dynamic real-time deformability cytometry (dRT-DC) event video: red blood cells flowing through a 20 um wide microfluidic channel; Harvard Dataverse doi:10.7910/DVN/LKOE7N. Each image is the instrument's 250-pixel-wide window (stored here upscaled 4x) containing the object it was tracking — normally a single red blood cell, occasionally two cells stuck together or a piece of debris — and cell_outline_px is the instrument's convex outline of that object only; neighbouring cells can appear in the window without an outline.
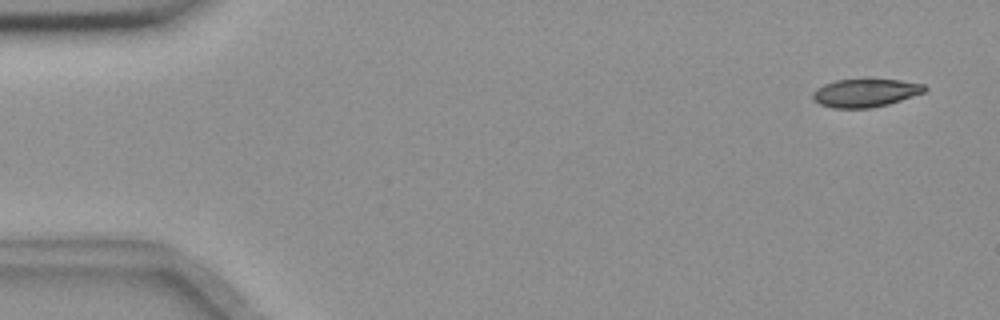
{"species": "common noctule bat (a hibernating species)", "species_latin": "Nyctalus noctula", "temperature_condition": "room temperature", "stored_images_in_passage": 56, "camera_frame_rate_fps": 3000, "um_per_image_px": 0.085, "animal": {"sex": "female", "body_mass_g": 18.4}, "frame": {"image": 1, "passage_image": 3, "time_ms": 0.667, "image_size_px": [1000, 320], "cell_outline_px": [[928, 88], [924, 92], [888, 104], [872, 108], [832, 108], [820, 104], [812, 100], [812, 92], [816, 88], [824, 84], [836, 80], [868, 76], [900, 80], [924, 84]], "centroid_in_image_um": [73.53, 7.85], "position_along_channel_um": 11.5, "area_um2": 19.19}}
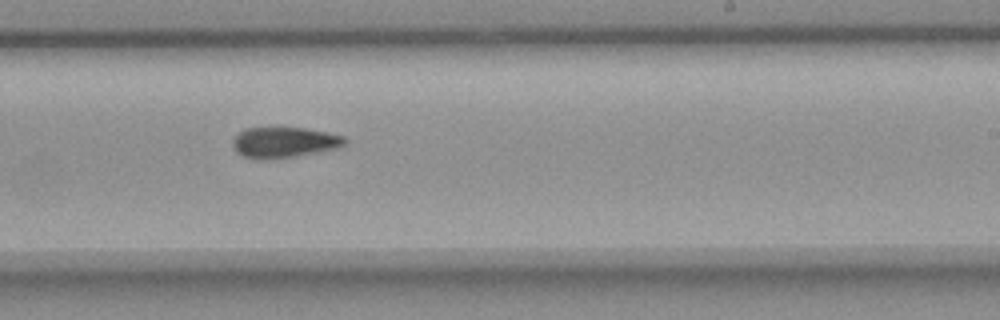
{"frame": {"image": 2, "passage_image": 34, "time_ms": 11.0, "image_size_px": [1000, 320], "cell_outline_px": [[348, 140], [340, 148], [296, 156], [272, 160], [260, 160], [240, 156], [232, 148], [232, 140], [244, 128], [304, 128], [328, 132], [344, 136]], "centroid_in_image_um": [24.14, 12.12], "position_along_channel_um": 264.9, "area_um2": 20.4}}
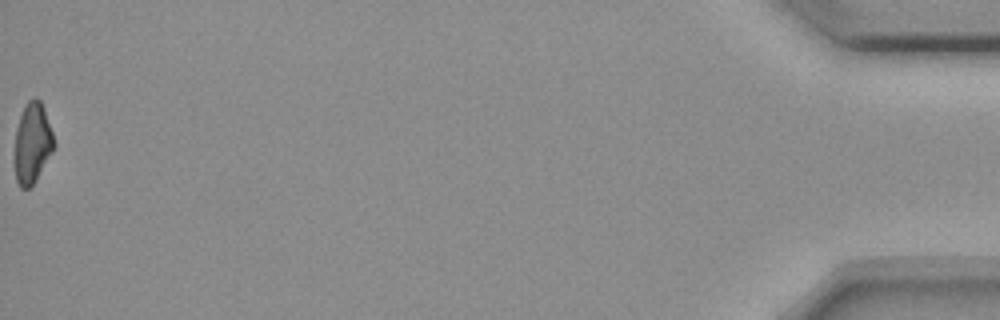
{"frame": {"image": 3, "passage_image": 56, "time_ms": 18.333, "image_size_px": [1000, 320], "cell_outline_px": [[56, 144], [52, 152], [36, 180], [28, 188], [20, 188], [16, 180], [12, 160], [16, 128], [24, 104], [28, 100], [36, 96], [40, 100], [44, 108]], "centroid_in_image_um": [2.71, 12.17], "position_along_channel_um": 432.5, "area_um2": 18.96}}